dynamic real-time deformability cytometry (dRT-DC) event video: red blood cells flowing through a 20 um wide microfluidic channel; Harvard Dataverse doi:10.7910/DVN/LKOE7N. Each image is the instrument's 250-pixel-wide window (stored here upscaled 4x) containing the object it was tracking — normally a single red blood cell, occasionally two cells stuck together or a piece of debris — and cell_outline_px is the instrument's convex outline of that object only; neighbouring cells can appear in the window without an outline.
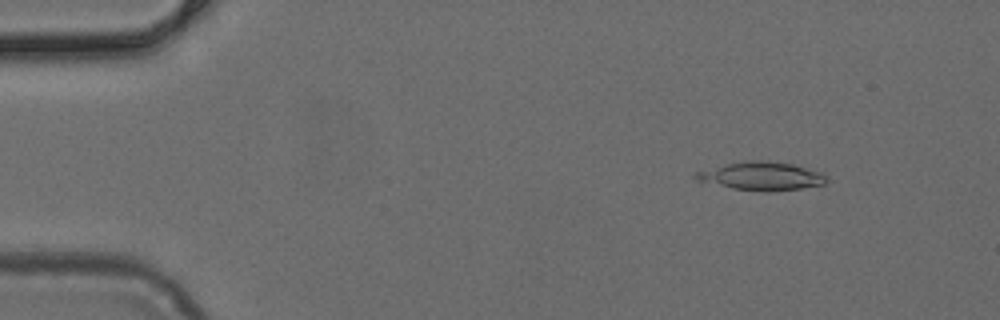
{"species": "common noctule bat (a hibernating species)", "species_latin": "Nyctalus noctula", "temperature_condition": "cold", "stored_images_in_passage": 41, "camera_frame_rate_fps": 3000, "um_per_image_px": 0.085, "animal": {"sex": "female", "body_mass_g": 24.6, "forearm_length_mm": 56.2}, "frame": {"image": 1, "passage_image": 6, "time_ms": 1.667, "image_size_px": [1000, 320], "cell_outline_px": [[828, 180], [824, 184], [800, 188], [768, 192], [764, 192], [732, 188], [696, 180], [692, 176], [696, 172], [744, 160], [768, 160], [792, 164], [824, 172], [828, 176]], "centroid_in_image_um": [64.78, 14.96], "position_along_channel_um": 20.2, "area_um2": 21.62}}
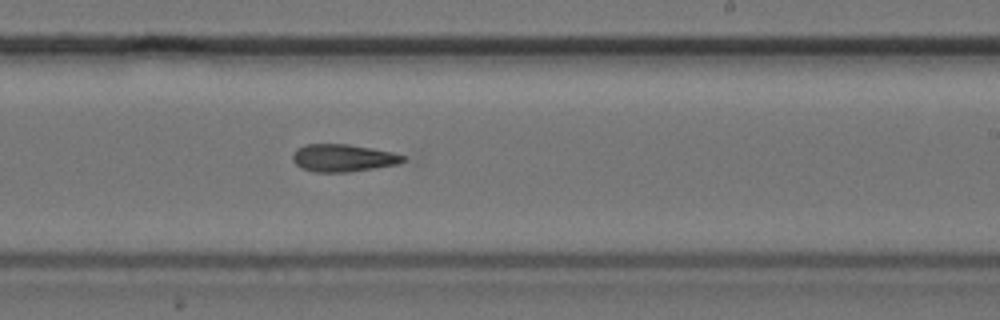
{"frame": {"image": 2, "passage_image": 30, "time_ms": 9.667, "image_size_px": [1000, 320], "cell_outline_px": [[408, 160], [396, 164], [348, 172], [312, 172], [300, 168], [292, 160], [292, 152], [296, 148], [304, 144], [348, 144], [372, 148], [392, 152], [404, 156]], "centroid_in_image_um": [29.1, 13.42], "position_along_channel_um": 259.9, "area_um2": 17.8}}
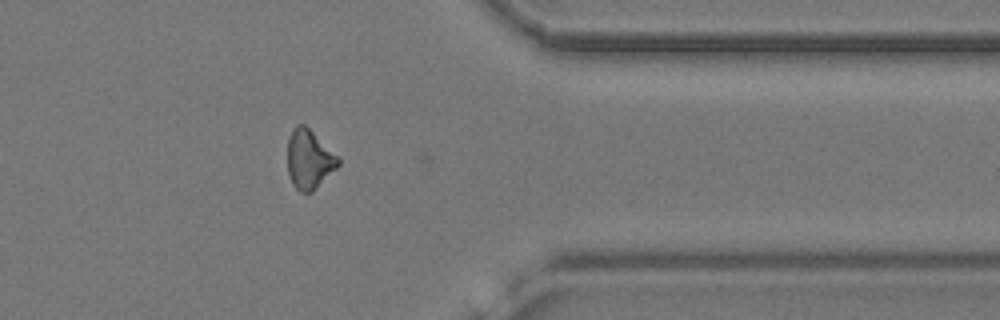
{"frame": {"image": 3, "passage_image": 40, "time_ms": 13.0, "image_size_px": [1000, 320], "cell_outline_px": [[340, 164], [312, 192], [300, 192], [292, 184], [288, 172], [288, 136], [292, 128], [296, 124], [304, 124], [340, 160]], "centroid_in_image_um": [26.23, 13.55], "position_along_channel_um": 385.2, "area_um2": 17.11}}